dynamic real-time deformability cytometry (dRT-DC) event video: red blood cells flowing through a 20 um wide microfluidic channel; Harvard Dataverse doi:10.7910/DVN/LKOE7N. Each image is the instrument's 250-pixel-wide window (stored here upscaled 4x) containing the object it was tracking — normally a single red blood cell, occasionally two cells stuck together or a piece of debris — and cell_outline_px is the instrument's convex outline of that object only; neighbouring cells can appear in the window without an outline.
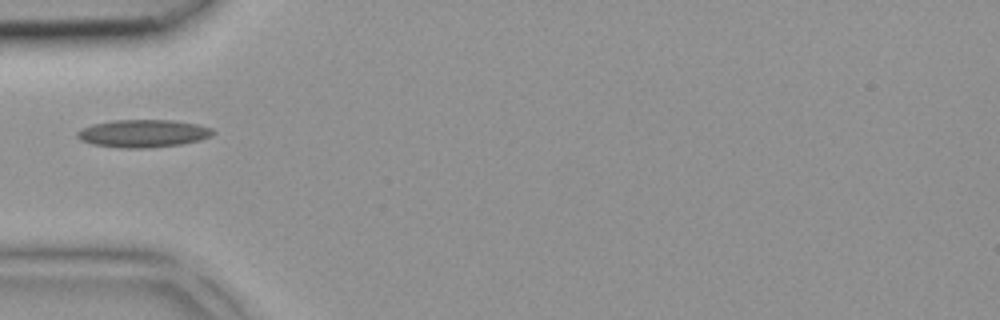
{"species": "common noctule bat (a hibernating species)", "species_latin": "Nyctalus noctula", "temperature_condition": "room temperature", "stored_images_in_passage": 27, "camera_frame_rate_fps": 3000, "um_per_image_px": 0.085, "animal": {"sex": "female", "body_mass_g": 18.4}, "frame": {"image": 1, "passage_image": 1, "time_ms": 0.0, "image_size_px": [1000, 320], "cell_outline_px": [[216, 132], [212, 136], [200, 140], [180, 144], [148, 148], [124, 148], [92, 144], [80, 140], [76, 136], [76, 132], [92, 124], [112, 120], [172, 120], [196, 124], [212, 128]], "centroid_in_image_um": [12.17, 11.34], "position_along_channel_um": 72.8, "area_um2": 21.91}}
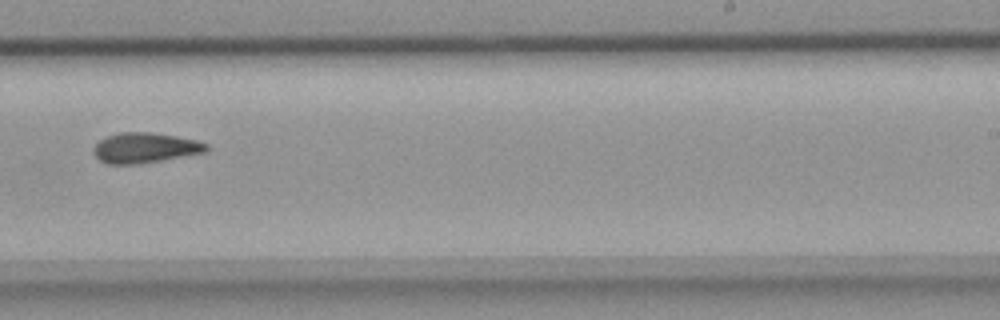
{"frame": {"image": 2, "passage_image": 14, "time_ms": 4.333, "image_size_px": [1000, 320], "cell_outline_px": [[208, 148], [204, 152], [140, 164], [108, 164], [100, 160], [92, 152], [96, 144], [104, 136], [120, 132], [148, 132], [196, 140], [208, 144]], "centroid_in_image_um": [12.27, 12.56], "position_along_channel_um": 276.7, "area_um2": 19.65}}
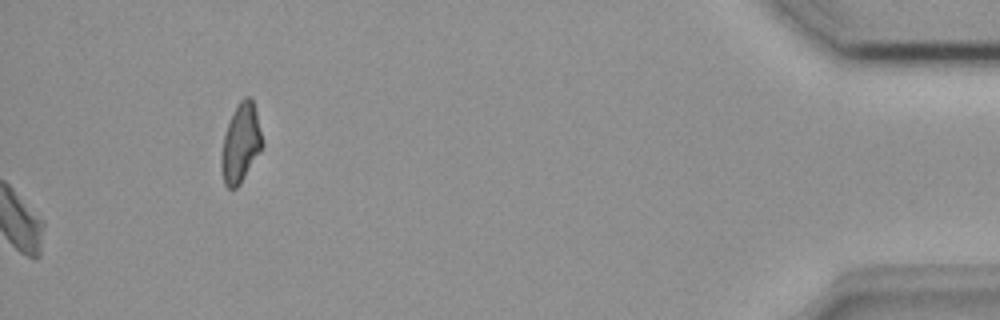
{"frame": {"image": 3, "passage_image": 27, "time_ms": 8.667, "image_size_px": [1000, 320], "cell_outline_px": [[264, 144], [260, 152], [240, 184], [236, 188], [228, 188], [224, 184], [220, 168], [220, 152], [224, 136], [228, 124], [240, 100], [244, 96], [248, 96], [252, 100], [256, 112], [264, 140]], "centroid_in_image_um": [20.46, 12.21], "position_along_channel_um": 414.7, "area_um2": 18.84}}